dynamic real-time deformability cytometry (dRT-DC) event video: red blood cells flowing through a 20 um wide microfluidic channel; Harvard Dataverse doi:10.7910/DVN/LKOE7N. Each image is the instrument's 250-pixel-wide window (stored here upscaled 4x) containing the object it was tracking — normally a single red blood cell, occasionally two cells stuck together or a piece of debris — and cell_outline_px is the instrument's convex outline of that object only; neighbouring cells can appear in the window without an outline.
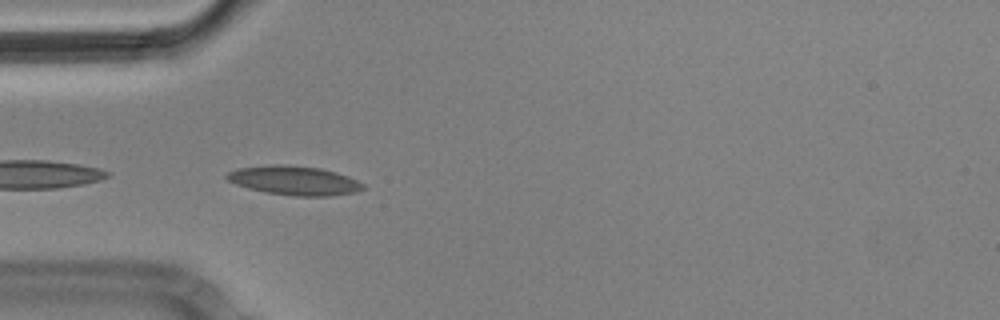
{"species": "Egyptian fruit bat (a non-hibernating species)", "species_latin": "Rousettus aegyptiacus", "temperature_condition": "cold", "stored_images_in_passage": 10, "camera_frame_rate_fps": 3000, "um_per_image_px": 0.085, "animal": {"sex": "male"}, "frame": {"image": 1, "passage_image": 2, "time_ms": 0.333, "image_size_px": [1000, 320], "cell_outline_px": [[364, 188], [356, 192], [328, 196], [292, 196], [264, 192], [248, 188], [236, 184], [228, 180], [224, 176], [228, 172], [236, 168], [272, 164], [288, 164], [320, 168], [336, 172], [356, 180], [364, 184]], "centroid_in_image_um": [24.97, 15.33], "position_along_channel_um": 60.0, "area_um2": 23.24}}